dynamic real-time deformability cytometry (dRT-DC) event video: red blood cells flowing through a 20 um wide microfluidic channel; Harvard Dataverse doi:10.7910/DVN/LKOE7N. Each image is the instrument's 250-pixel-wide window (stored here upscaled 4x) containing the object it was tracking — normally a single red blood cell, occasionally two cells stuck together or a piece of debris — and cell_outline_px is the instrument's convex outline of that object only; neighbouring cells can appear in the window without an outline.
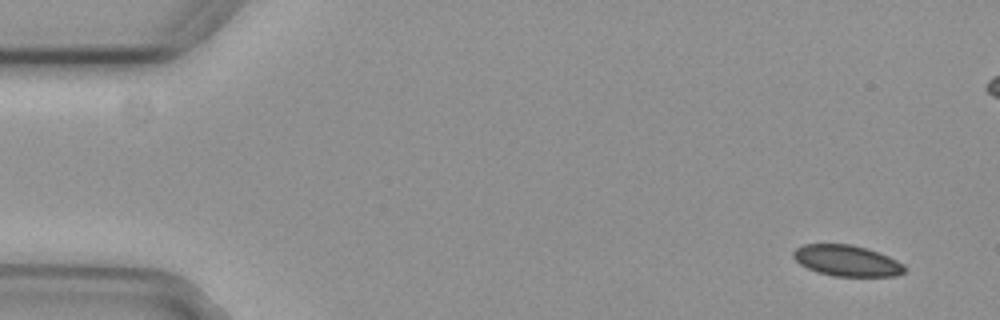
{"species": "common noctule bat (a hibernating species)", "species_latin": "Nyctalus noctula", "temperature_condition": "cold", "stored_images_in_passage": 8, "camera_frame_rate_fps": 3000, "um_per_image_px": 0.085, "animal": {"sex": "female", "body_mass_g": 29.2, "forearm_length_mm": 56.3}, "frame": {"image": 1, "passage_image": 1, "time_ms": 0.0, "image_size_px": [1000, 320], "cell_outline_px": [[904, 272], [896, 276], [832, 276], [816, 272], [800, 264], [792, 256], [792, 252], [796, 248], [804, 244], [852, 244], [868, 248], [880, 252], [904, 264]], "centroid_in_image_um": [71.97, 22.15], "position_along_channel_um": 13.0, "area_um2": 20.23}}
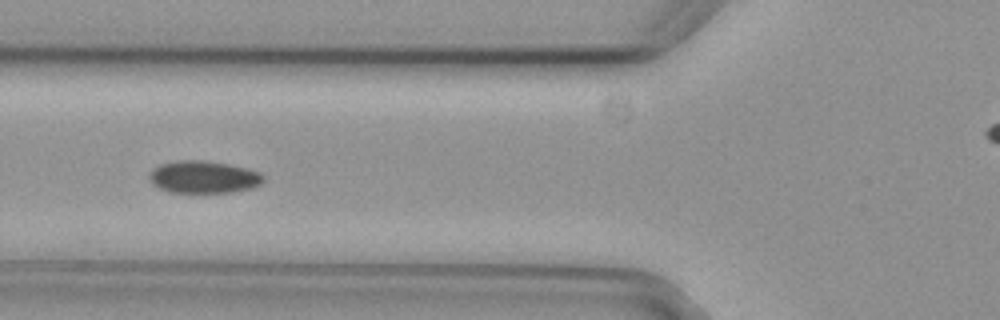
{"frame": {"image": 2, "passage_image": 5, "time_ms": 1.333, "image_size_px": [1000, 320], "cell_outline_px": [[264, 180], [260, 184], [252, 188], [228, 192], [168, 192], [156, 188], [148, 180], [148, 172], [152, 168], [160, 164], [180, 160], [200, 160], [228, 164], [248, 168], [260, 172], [264, 176]], "centroid_in_image_um": [17.25, 15.04], "position_along_channel_um": 108.6, "area_um2": 21.73}}
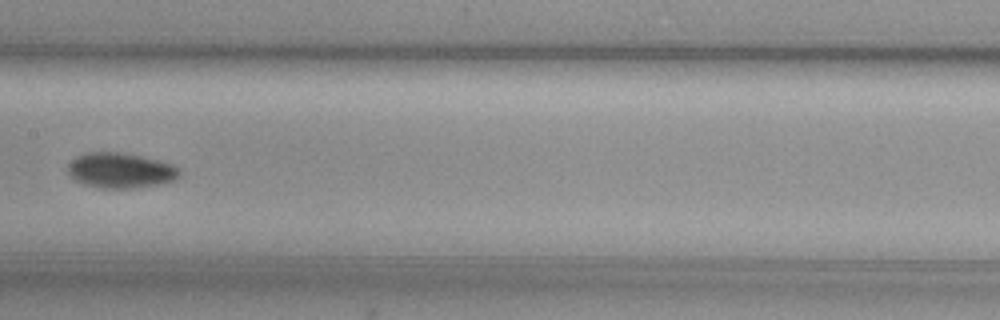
{"frame": {"image": 3, "passage_image": 7, "time_ms": 2.0, "image_size_px": [1000, 320], "cell_outline_px": [[180, 176], [176, 180], [160, 184], [136, 188], [100, 188], [84, 184], [76, 180], [68, 172], [68, 164], [76, 156], [88, 152], [124, 152], [160, 160], [172, 164], [180, 168]], "centroid_in_image_um": [10.29, 14.48], "position_along_channel_um": 197.1, "area_um2": 23.18}}